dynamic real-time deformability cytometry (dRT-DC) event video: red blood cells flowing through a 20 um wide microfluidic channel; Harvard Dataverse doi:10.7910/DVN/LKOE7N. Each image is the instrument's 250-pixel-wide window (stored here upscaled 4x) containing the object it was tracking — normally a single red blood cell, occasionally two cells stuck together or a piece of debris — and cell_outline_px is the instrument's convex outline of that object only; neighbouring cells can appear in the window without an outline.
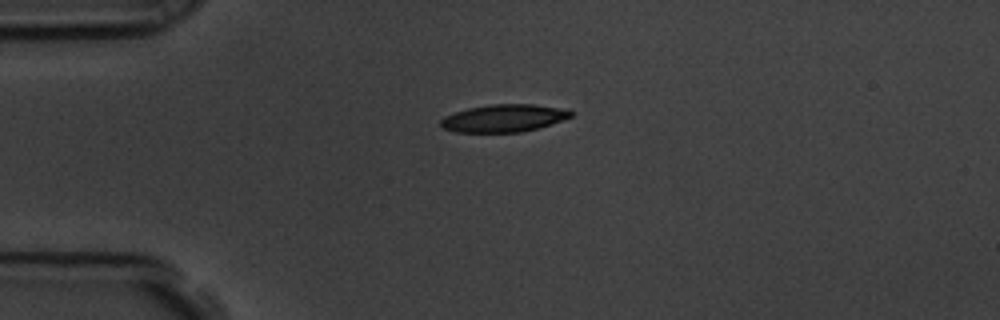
{"species": "common noctule bat (a hibernating species)", "species_latin": "Nyctalus noctula", "temperature_condition": "room temperature", "stored_images_in_passage": 44, "camera_frame_rate_fps": 3000, "um_per_image_px": 0.085, "animal": {"sex": "male", "body_mass_g": 19.5, "forearm_length_mm": 54.6}, "frame": {"image": 1, "passage_image": 1, "time_ms": 0.0, "image_size_px": [1000, 320], "cell_outline_px": [[572, 116], [536, 128], [520, 132], [456, 132], [444, 128], [440, 124], [440, 120], [444, 116], [468, 108], [488, 104], [532, 104], [556, 108], [572, 112]], "centroid_in_image_um": [42.73, 10.04], "position_along_channel_um": 42.3, "area_um2": 20.4}}
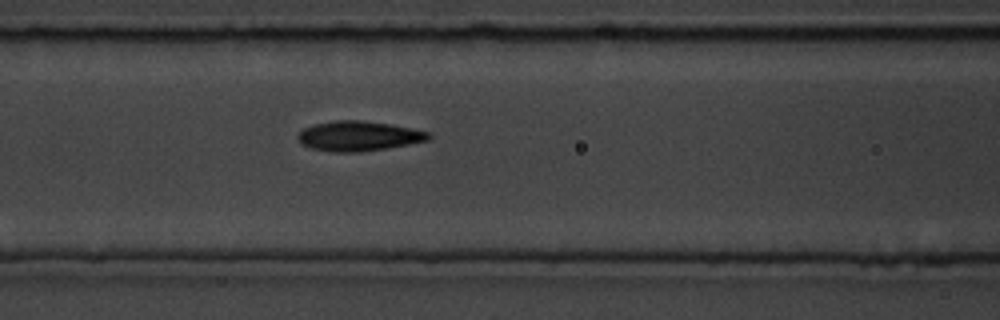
{"frame": {"image": 2, "passage_image": 11, "time_ms": 3.333, "image_size_px": [1000, 320], "cell_outline_px": [[432, 136], [428, 140], [408, 144], [360, 152], [332, 152], [312, 148], [300, 144], [296, 136], [304, 128], [316, 124], [336, 120], [360, 120], [392, 124], [412, 128], [428, 132]], "centroid_in_image_um": [30.46, 11.56], "position_along_channel_um": 136.1, "area_um2": 22.66}}
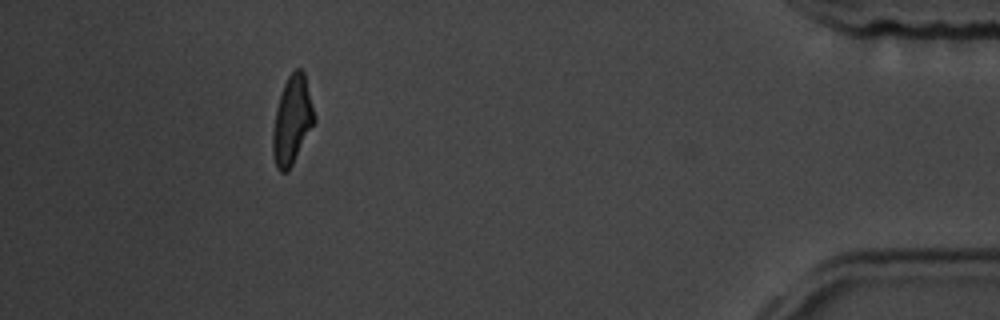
{"frame": {"image": 3, "passage_image": 39, "time_ms": 12.667, "image_size_px": [1000, 320], "cell_outline_px": [[316, 120], [288, 172], [280, 172], [276, 168], [272, 152], [272, 132], [276, 108], [284, 84], [288, 76], [296, 68], [300, 68], [304, 72], [316, 116]], "centroid_in_image_um": [24.83, 10.23], "position_along_channel_um": 410.4, "area_um2": 21.39}, "authors_computed_cell_mechanics": {"area_um2": 21.8484, "velocity_mm_per_s": 3.5608, "shape_relaxation_time_tau1_ms": 3.2077, "shape_relaxation_time_tau2_ms": 2.0643, "deformation_change_tau1": 0.1614, "deformation_change_tau2": 0.1013}}